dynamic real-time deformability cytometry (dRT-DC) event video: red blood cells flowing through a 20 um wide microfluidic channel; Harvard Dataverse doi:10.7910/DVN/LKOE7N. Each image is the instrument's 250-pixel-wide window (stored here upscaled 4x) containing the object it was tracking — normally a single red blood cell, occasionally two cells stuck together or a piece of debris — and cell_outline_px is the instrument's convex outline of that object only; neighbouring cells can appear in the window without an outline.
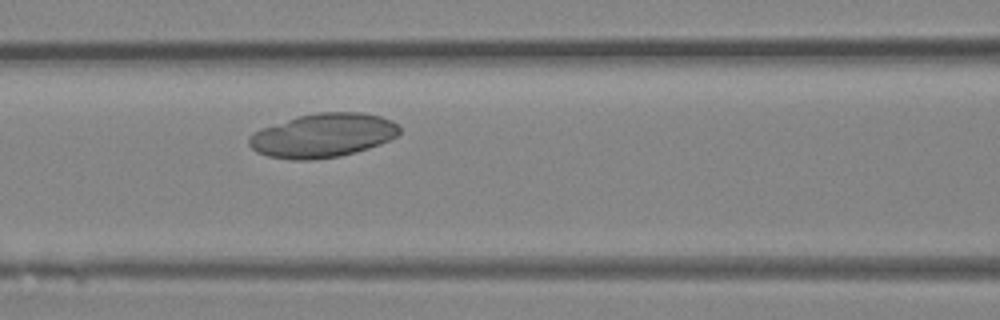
{"species": "Egyptian fruit bat (a non-hibernating species)", "species_latin": "Rousettus aegyptiacus", "temperature_condition": "room temperature", "stored_images_in_passage": 35, "camera_frame_rate_fps": 3000, "um_per_image_px": 0.085, "animal": {"sex": "female"}, "frame": {"image": 1, "passage_image": 12, "time_ms": 3.667, "image_size_px": [1000, 320], "cell_outline_px": [[400, 132], [396, 136], [380, 144], [356, 152], [340, 156], [312, 160], [292, 160], [268, 156], [256, 152], [248, 144], [248, 140], [256, 132], [264, 128], [296, 116], [316, 112], [364, 112], [380, 116], [392, 120], [400, 128]], "centroid_in_image_um": [27.47, 11.51], "position_along_channel_um": 139.1, "area_um2": 38.44}}
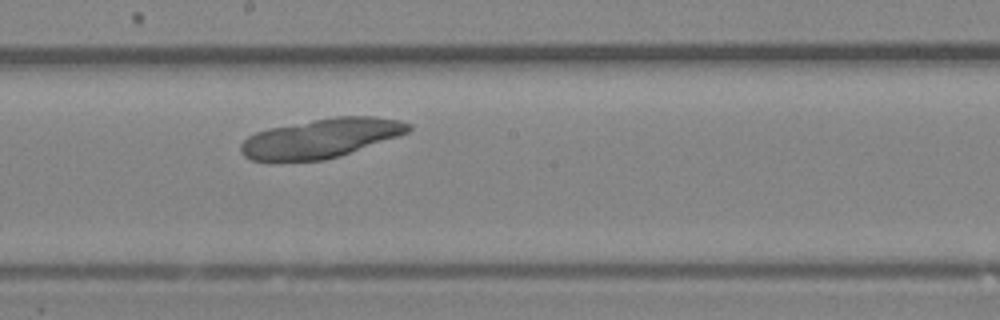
{"frame": {"image": 2, "passage_image": 17, "time_ms": 5.333, "image_size_px": [1000, 320], "cell_outline_px": [[412, 128], [408, 132], [400, 136], [340, 156], [324, 160], [252, 160], [244, 156], [240, 152], [240, 144], [248, 136], [256, 132], [268, 128], [332, 116], [372, 116], [400, 120], [412, 124]], "centroid_in_image_um": [27.32, 11.73], "position_along_channel_um": 220.9, "area_um2": 38.38}}
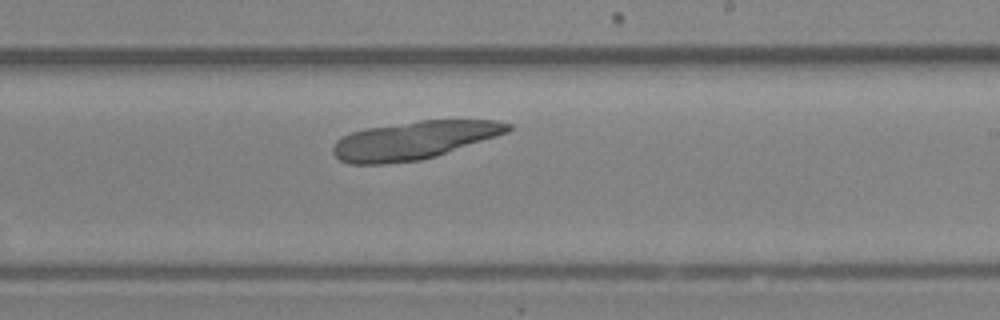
{"frame": {"image": 3, "passage_image": 19, "time_ms": 6.0, "image_size_px": [1000, 320], "cell_outline_px": [[512, 128], [508, 132], [436, 156], [420, 160], [384, 164], [348, 164], [340, 160], [332, 152], [332, 148], [336, 140], [340, 136], [352, 132], [368, 128], [420, 120], [496, 120], [512, 124]], "centroid_in_image_um": [35.16, 11.92], "position_along_channel_um": 253.8, "area_um2": 38.73}}